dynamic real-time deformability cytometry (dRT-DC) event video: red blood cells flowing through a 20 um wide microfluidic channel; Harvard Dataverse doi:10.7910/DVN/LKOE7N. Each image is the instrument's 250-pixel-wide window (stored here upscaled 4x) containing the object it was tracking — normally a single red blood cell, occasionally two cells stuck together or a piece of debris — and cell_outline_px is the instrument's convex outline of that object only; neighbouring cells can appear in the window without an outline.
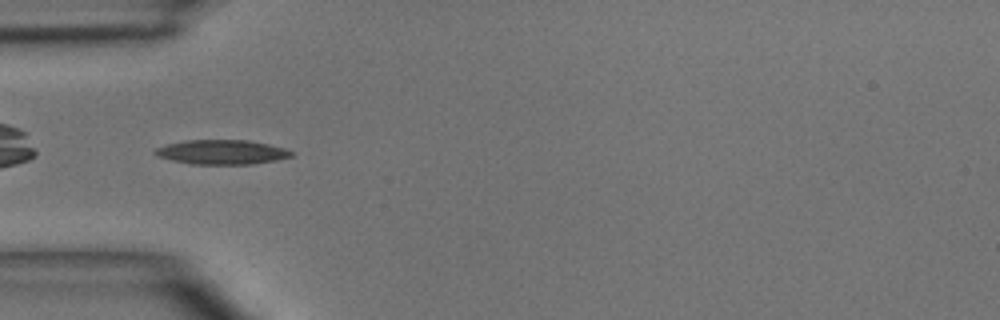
{"species": "common noctule bat (a hibernating species)", "species_latin": "Nyctalus noctula", "temperature_condition": "room temperature", "stored_images_in_passage": 6, "camera_frame_rate_fps": 3000, "um_per_image_px": 0.085, "animal": {"sex": "male", "body_mass_g": 15.6}, "frame": {"image": 1, "passage_image": 5, "time_ms": 4.667, "image_size_px": [1000, 320], "cell_outline_px": [[292, 156], [276, 160], [252, 164], [192, 164], [172, 160], [156, 156], [152, 152], [156, 148], [168, 144], [184, 140], [248, 140], [268, 144], [284, 148], [292, 152]], "centroid_in_image_um": [18.82, 12.93], "position_along_channel_um": 66.2, "area_um2": 19.36}}